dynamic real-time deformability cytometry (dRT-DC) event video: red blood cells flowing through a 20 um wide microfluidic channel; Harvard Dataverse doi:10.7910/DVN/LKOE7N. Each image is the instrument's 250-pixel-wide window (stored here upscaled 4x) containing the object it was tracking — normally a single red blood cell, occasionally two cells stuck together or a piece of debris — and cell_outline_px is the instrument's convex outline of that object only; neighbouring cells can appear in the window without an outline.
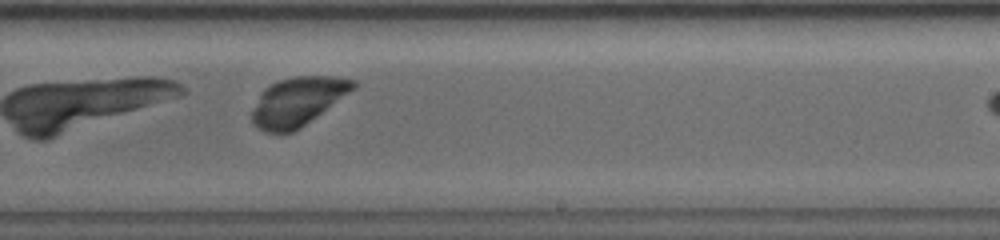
{"species": "common noctule bat (a hibernating species)", "species_latin": "Nyctalus noctula", "temperature_condition": "warm", "stored_images_in_passage": 11, "camera_frame_rate_fps": 5000, "um_per_image_px": 0.085, "animal": {"sex": "female", "body_mass_g": 19.0, "forearm_length_mm": 56.7}, "frame": {"image": 1, "passage_image": 7, "time_ms": 5.2, "image_size_px": [1000, 240], "cell_outline_px": [[356, 88], [300, 128], [292, 132], [264, 132], [256, 128], [252, 124], [252, 112], [260, 92], [264, 88], [280, 80], [292, 76], [332, 76], [356, 80]], "centroid_in_image_um": [25.29, 8.62], "position_along_channel_um": 263.7, "area_um2": 28.61}}
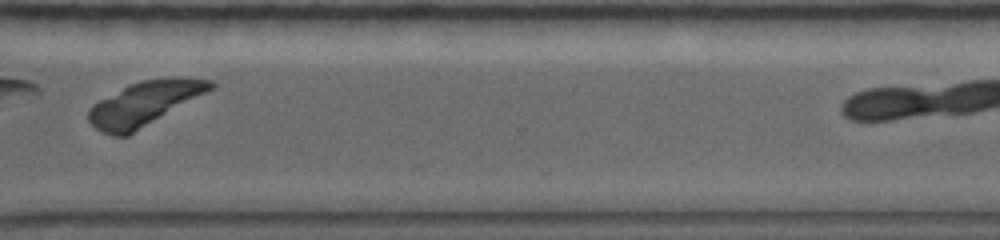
{"frame": {"image": 2, "passage_image": 10, "time_ms": 7.8, "image_size_px": [1000, 240], "cell_outline_px": [[216, 84], [212, 88], [128, 136], [112, 136], [100, 132], [88, 120], [88, 108], [92, 104], [128, 84], [140, 80], [168, 76], [184, 76], [212, 80]], "centroid_in_image_um": [12.24, 8.77], "position_along_channel_um": 358.4, "area_um2": 31.39}}